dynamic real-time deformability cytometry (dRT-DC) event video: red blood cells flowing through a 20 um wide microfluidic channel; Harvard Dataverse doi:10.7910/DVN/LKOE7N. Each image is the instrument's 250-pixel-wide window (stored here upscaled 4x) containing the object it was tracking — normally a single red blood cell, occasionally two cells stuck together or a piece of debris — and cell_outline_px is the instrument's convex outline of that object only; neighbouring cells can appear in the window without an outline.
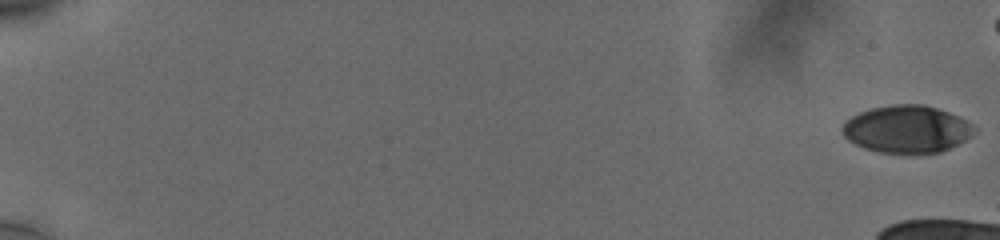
{"species": "human", "species_latin": "Homo sapiens", "temperature_condition": "cold", "stored_images_in_passage": 17, "camera_frame_rate_fps": 3000, "um_per_image_px": 0.085, "donor": {"sex": "male"}, "frame": {"image": 1, "passage_image": 1, "time_ms": 0.0, "image_size_px": [1000, 240], "cell_outline_px": [[976, 132], [972, 136], [940, 152], [880, 152], [864, 148], [848, 140], [844, 136], [840, 128], [844, 120], [860, 112], [872, 108], [892, 104], [924, 104], [960, 116], [968, 120], [976, 128]], "centroid_in_image_um": [77.07, 10.95], "position_along_channel_um": 7.9, "area_um2": 36.36}}